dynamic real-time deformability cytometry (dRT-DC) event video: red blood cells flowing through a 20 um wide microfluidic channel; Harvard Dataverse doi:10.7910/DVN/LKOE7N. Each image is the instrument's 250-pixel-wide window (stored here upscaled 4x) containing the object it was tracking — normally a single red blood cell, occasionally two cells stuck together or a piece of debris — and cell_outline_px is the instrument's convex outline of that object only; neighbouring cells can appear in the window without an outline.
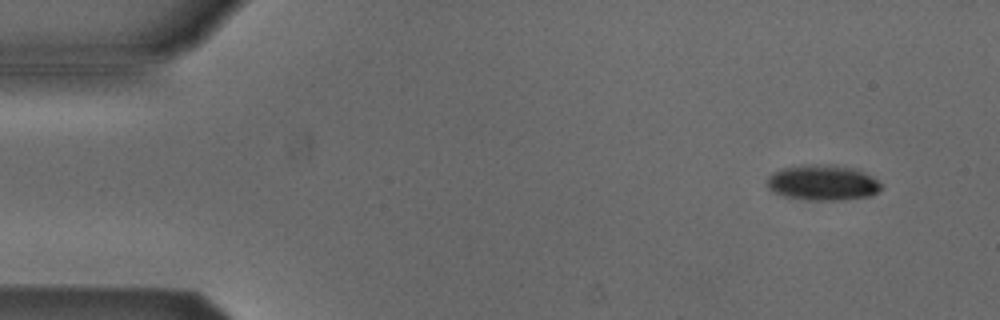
{"species": "Egyptian fruit bat (a non-hibernating species)", "species_latin": "Rousettus aegyptiacus", "temperature_condition": "cold", "stored_images_in_passage": 4, "camera_frame_rate_fps": 3000, "um_per_image_px": 0.085, "animal": {"sex": "male"}, "frame": {"image": 1, "passage_image": 1, "time_ms": 0.0, "image_size_px": [1000, 320], "cell_outline_px": [[880, 188], [872, 196], [840, 200], [812, 200], [784, 196], [772, 192], [768, 188], [768, 176], [784, 168], [804, 164], [832, 164], [856, 168], [872, 176], [880, 184]], "centroid_in_image_um": [69.94, 15.52], "position_along_channel_um": 15.1, "area_um2": 23.58}}